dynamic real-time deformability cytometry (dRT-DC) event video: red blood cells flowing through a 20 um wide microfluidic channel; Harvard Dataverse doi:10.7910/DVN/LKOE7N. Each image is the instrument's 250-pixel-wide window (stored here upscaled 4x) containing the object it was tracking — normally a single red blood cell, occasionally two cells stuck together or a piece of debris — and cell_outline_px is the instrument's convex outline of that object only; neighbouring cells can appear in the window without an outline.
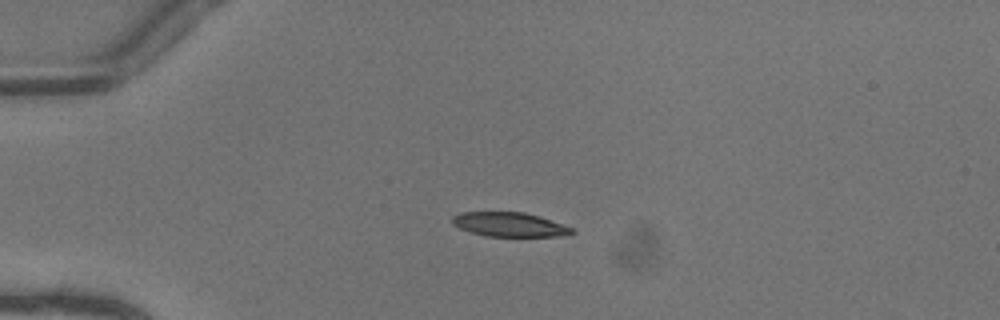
{"species": "common noctule bat (a hibernating species)", "species_latin": "Nyctalus noctula", "temperature_condition": "warm", "stored_images_in_passage": 44, "camera_frame_rate_fps": 3000, "um_per_image_px": 0.085, "animal": {"sex": "female"}, "frame": {"image": 1, "passage_image": 12, "time_ms": 3.667, "image_size_px": [1000, 320], "cell_outline_px": [[576, 232], [568, 236], [484, 236], [460, 228], [452, 224], [452, 216], [460, 212], [524, 212], [540, 216], [572, 228]], "centroid_in_image_um": [43.31, 19.08], "position_along_channel_um": 41.7, "area_um2": 16.94}}
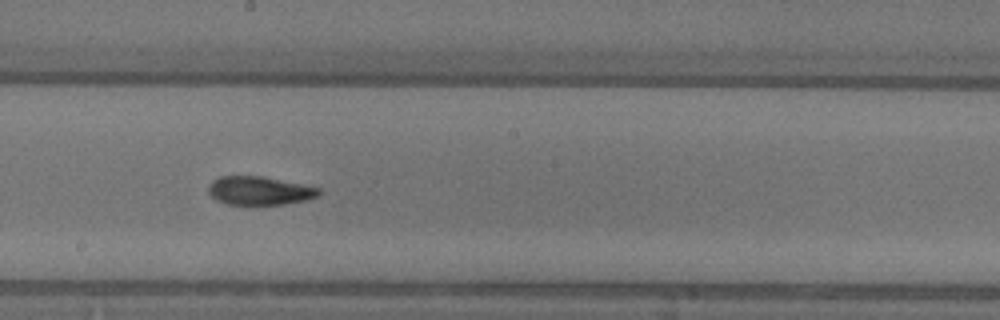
{"frame": {"image": 2, "passage_image": 28, "time_ms": 9.0, "image_size_px": [1000, 320], "cell_outline_px": [[320, 192], [316, 196], [308, 200], [284, 204], [256, 208], [252, 208], [228, 204], [216, 200], [208, 192], [208, 184], [212, 180], [220, 176], [260, 176], [320, 188]], "centroid_in_image_um": [22.0, 16.26], "position_along_channel_um": 226.2, "area_um2": 19.02}}
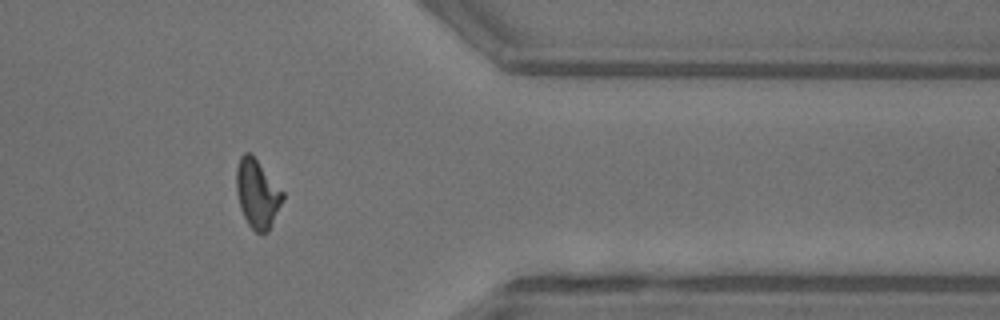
{"frame": {"image": 3, "passage_image": 41, "time_ms": 13.333, "image_size_px": [1000, 320], "cell_outline_px": [[284, 200], [268, 232], [256, 232], [248, 224], [240, 208], [236, 192], [236, 168], [240, 156], [244, 152], [252, 152], [284, 192]], "centroid_in_image_um": [21.87, 16.42], "position_along_channel_um": 389.5, "area_um2": 18.84}, "authors_computed_cell_mechanics": {"area_um2": 18.2648, "velocity_mm_per_s": 4.1186, "shape_relaxation_time_tau1_ms": 5.394, "shape_relaxation_time_tau2_ms": 2.7442, "deformation_change_tau1": 0.1929, "deformation_change_tau2": 0.1013}}